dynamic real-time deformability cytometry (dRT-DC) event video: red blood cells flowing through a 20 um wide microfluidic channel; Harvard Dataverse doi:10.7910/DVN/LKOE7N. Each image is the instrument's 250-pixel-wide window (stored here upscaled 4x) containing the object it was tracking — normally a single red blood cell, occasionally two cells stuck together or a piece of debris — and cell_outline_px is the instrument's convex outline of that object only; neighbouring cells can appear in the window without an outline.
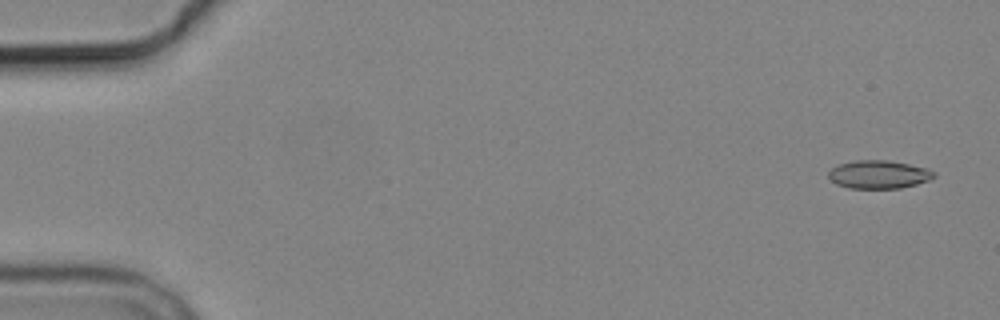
{"species": "common noctule bat (a hibernating species)", "species_latin": "Nyctalus noctula", "temperature_condition": "cold", "stored_images_in_passage": 5, "camera_frame_rate_fps": 3000, "um_per_image_px": 0.085, "animal": {"sex": "male", "body_mass_g": 19.2, "forearm_length_mm": 51.8}, "frame": {"image": 1, "passage_image": 1, "time_ms": 0.0, "image_size_px": [1000, 320], "cell_outline_px": [[936, 176], [928, 180], [916, 184], [900, 188], [848, 188], [836, 184], [828, 176], [828, 172], [832, 168], [840, 164], [856, 160], [888, 160], [928, 168], [936, 172]], "centroid_in_image_um": [74.71, 14.83], "position_along_channel_um": 10.3, "area_um2": 17.28}}
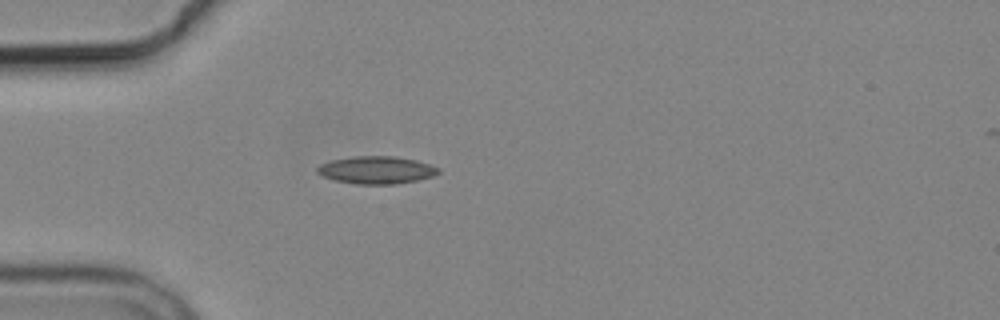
{"frame": {"image": 2, "passage_image": 5, "time_ms": 4.667, "image_size_px": [1000, 320], "cell_outline_px": [[440, 172], [432, 176], [416, 180], [396, 184], [356, 184], [336, 180], [320, 176], [316, 172], [316, 168], [320, 164], [332, 160], [356, 156], [396, 156], [416, 160], [440, 168]], "centroid_in_image_um": [31.97, 14.45], "position_along_channel_um": 53.0, "area_um2": 19.42}}